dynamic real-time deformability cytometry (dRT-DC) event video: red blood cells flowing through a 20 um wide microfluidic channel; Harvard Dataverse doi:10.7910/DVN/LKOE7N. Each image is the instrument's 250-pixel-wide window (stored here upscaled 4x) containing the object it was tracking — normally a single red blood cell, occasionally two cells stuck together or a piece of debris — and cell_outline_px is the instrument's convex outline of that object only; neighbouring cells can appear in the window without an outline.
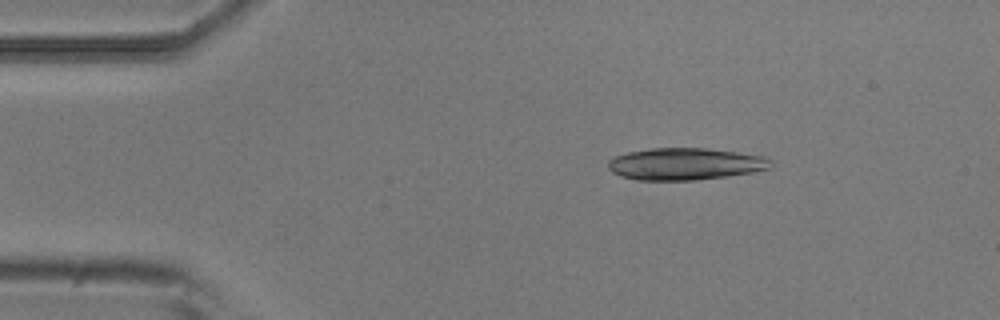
{"species": "common noctule bat (a hibernating species)", "species_latin": "Nyctalus noctula", "temperature_condition": "room temperature", "stored_images_in_passage": 6, "camera_frame_rate_fps": 3000, "um_per_image_px": 0.085, "animal": {"sex": "male", "body_mass_g": 20.5, "forearm_length_mm": 52.5}, "frame": {"image": 1, "passage_image": 3, "time_ms": 0.667, "image_size_px": [1000, 320], "cell_outline_px": [[772, 168], [756, 172], [696, 180], [636, 180], [620, 176], [612, 172], [608, 168], [608, 160], [616, 156], [628, 152], [652, 148], [708, 148], [764, 156], [772, 160]], "centroid_in_image_um": [58.27, 13.94], "position_along_channel_um": 26.7, "area_um2": 30.52}}